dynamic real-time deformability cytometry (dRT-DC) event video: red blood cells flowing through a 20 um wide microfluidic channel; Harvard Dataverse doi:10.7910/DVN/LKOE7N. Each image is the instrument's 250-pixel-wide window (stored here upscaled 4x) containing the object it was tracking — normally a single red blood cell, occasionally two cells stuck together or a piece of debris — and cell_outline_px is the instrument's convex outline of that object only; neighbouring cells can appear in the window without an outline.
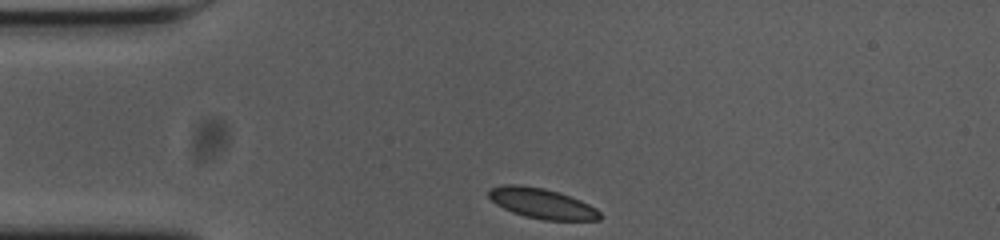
{"species": "common noctule bat (a hibernating species)", "species_latin": "Nyctalus noctula", "temperature_condition": "cold", "stored_images_in_passage": 33, "camera_frame_rate_fps": 3000, "um_per_image_px": 0.085, "animal": {"sex": "female", "body_mass_g": 23.0, "forearm_length_mm": 53.4}, "frame": {"image": 1, "passage_image": 1, "time_ms": 0.0, "image_size_px": [1000, 240], "cell_outline_px": [[600, 220], [544, 220], [524, 216], [512, 212], [496, 204], [488, 196], [488, 188], [504, 184], [520, 184], [544, 188], [580, 200], [596, 208], [600, 212]], "centroid_in_image_um": [46.02, 17.28], "position_along_channel_um": 39.0, "area_um2": 19.54}}
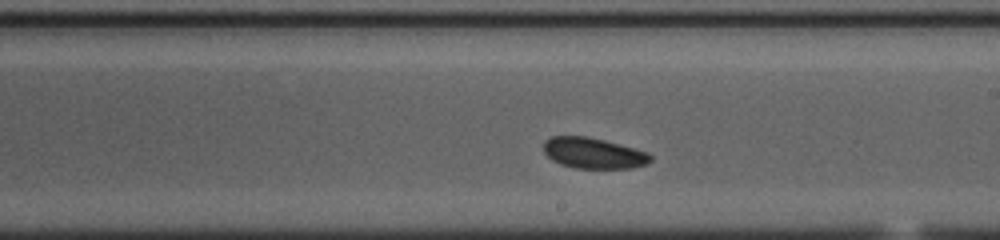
{"frame": {"image": 2, "passage_image": 20, "time_ms": 6.333, "image_size_px": [1000, 240], "cell_outline_px": [[652, 160], [648, 164], [632, 168], [576, 168], [560, 164], [552, 160], [544, 152], [544, 140], [552, 136], [588, 136], [604, 140], [648, 152], [652, 156]], "centroid_in_image_um": [50.45, 13.01], "position_along_channel_um": 238.6, "area_um2": 19.25}}
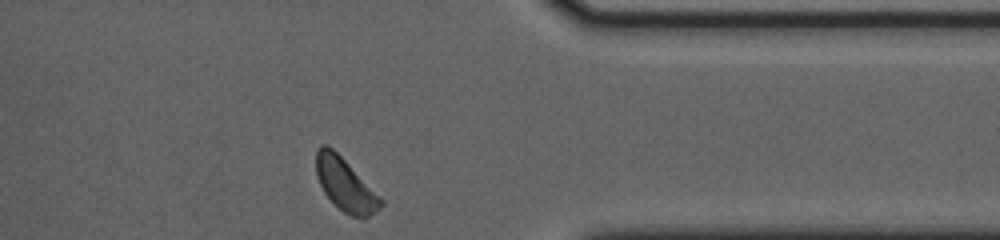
{"frame": {"image": 3, "passage_image": 33, "time_ms": 10.667, "image_size_px": [1000, 240], "cell_outline_px": [[384, 204], [380, 208], [368, 216], [352, 216], [344, 212], [324, 192], [316, 176], [316, 148], [320, 144], [328, 144], [384, 200]], "centroid_in_image_um": [29.33, 15.66], "position_along_channel_um": 382.1, "area_um2": 19.36}, "authors_computed_cell_mechanics": {"area_um2": 19.5364, "velocity_mm_per_s": 3.6184, "shape_relaxation_time_tau1_ms": 3.3608, "shape_relaxation_time_tau2_ms": null, "deformation_change_tau1": 0.0605, "deformation_change_tau2": null}}